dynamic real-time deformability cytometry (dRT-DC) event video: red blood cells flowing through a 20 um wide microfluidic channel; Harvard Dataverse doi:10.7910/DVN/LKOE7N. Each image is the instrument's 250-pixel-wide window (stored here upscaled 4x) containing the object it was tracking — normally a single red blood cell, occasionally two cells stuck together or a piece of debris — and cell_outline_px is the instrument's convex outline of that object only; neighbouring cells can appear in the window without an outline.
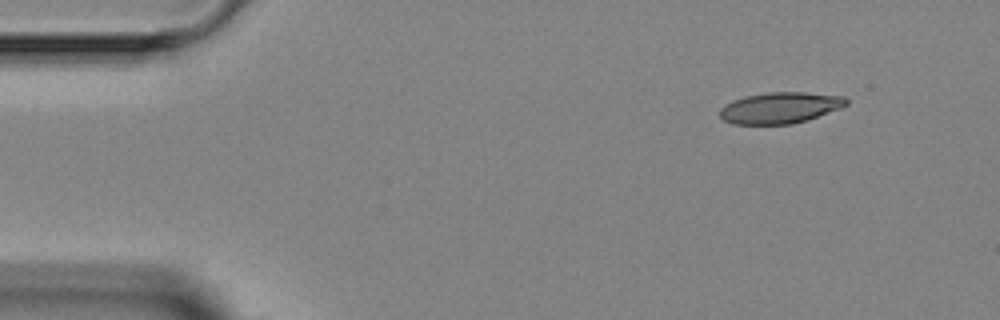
{"species": "Egyptian fruit bat (a non-hibernating species)", "species_latin": "Rousettus aegyptiacus", "temperature_condition": "room temperature", "stored_images_in_passage": 6, "camera_frame_rate_fps": 3000, "um_per_image_px": 0.085, "animal": {"sex": "female"}, "frame": {"image": 1, "passage_image": 6, "time_ms": 6.0, "image_size_px": [1000, 320], "cell_outline_px": [[848, 104], [840, 108], [808, 120], [792, 124], [732, 124], [724, 120], [720, 116], [720, 108], [724, 104], [732, 100], [744, 96], [768, 92], [804, 92], [844, 96], [848, 100]], "centroid_in_image_um": [66.29, 9.16], "position_along_channel_um": 18.7, "area_um2": 23.12}}